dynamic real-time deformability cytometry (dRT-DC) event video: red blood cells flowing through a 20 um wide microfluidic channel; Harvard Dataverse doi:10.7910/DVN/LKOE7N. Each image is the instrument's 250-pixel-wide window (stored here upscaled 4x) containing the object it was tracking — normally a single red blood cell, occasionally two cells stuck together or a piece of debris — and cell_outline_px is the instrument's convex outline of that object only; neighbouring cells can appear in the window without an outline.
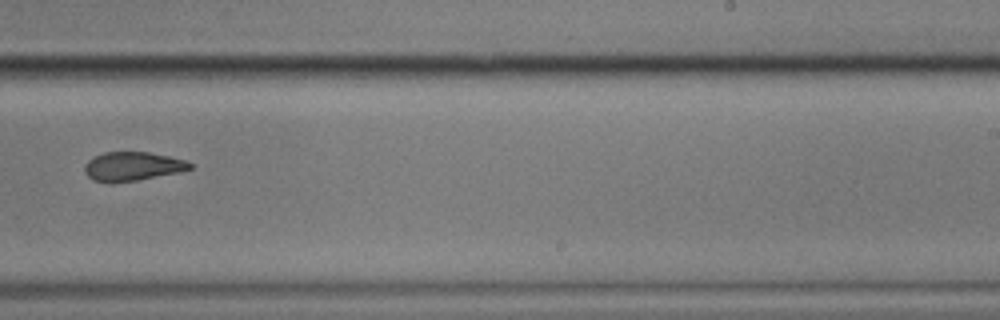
{"species": "common noctule bat (a hibernating species)", "species_latin": "Nyctalus noctula", "temperature_condition": "cold", "stored_images_in_passage": 11, "camera_frame_rate_fps": 3000, "um_per_image_px": 0.085, "animal": {"sex": "male", "body_mass_g": 17.9}, "frame": {"image": 1, "passage_image": 10, "time_ms": 3.0, "image_size_px": [1000, 320], "cell_outline_px": [[192, 168], [180, 172], [136, 180], [92, 180], [84, 172], [84, 164], [92, 156], [104, 152], [148, 152], [168, 156], [184, 160], [192, 164]], "centroid_in_image_um": [11.25, 14.1], "position_along_channel_um": 277.7, "area_um2": 17.28}}
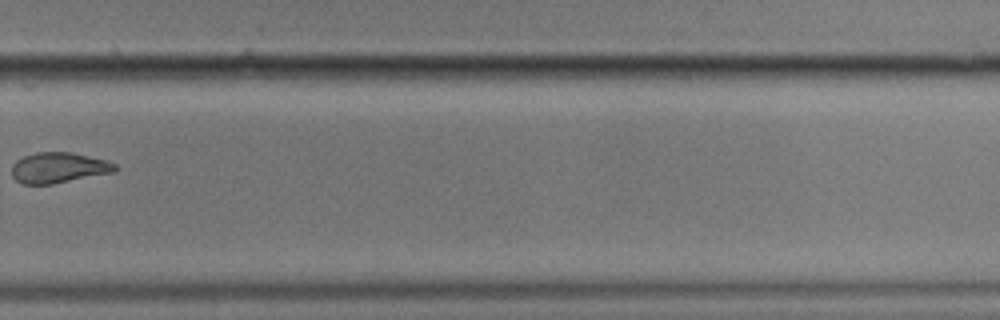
{"frame": {"image": 2, "passage_image": 11, "time_ms": 3.333, "image_size_px": [1000, 320], "cell_outline_px": [[116, 172], [52, 184], [24, 184], [16, 180], [12, 176], [12, 164], [16, 160], [24, 156], [36, 152], [72, 152], [104, 160], [116, 164]], "centroid_in_image_um": [4.97, 14.26], "position_along_channel_um": 324.8, "area_um2": 18.38}}